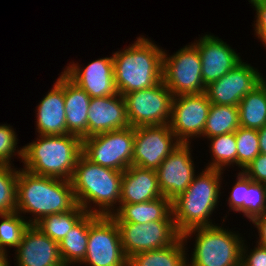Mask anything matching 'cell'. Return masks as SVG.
Returning <instances> with one entry per match:
<instances>
[{
  "instance_id": "obj_28",
  "label": "cell",
  "mask_w": 266,
  "mask_h": 266,
  "mask_svg": "<svg viewBox=\"0 0 266 266\" xmlns=\"http://www.w3.org/2000/svg\"><path fill=\"white\" fill-rule=\"evenodd\" d=\"M86 213L87 212L77 204L72 210L47 215L34 225L43 234L47 235L55 242L60 243L69 230H71Z\"/></svg>"
},
{
  "instance_id": "obj_1",
  "label": "cell",
  "mask_w": 266,
  "mask_h": 266,
  "mask_svg": "<svg viewBox=\"0 0 266 266\" xmlns=\"http://www.w3.org/2000/svg\"><path fill=\"white\" fill-rule=\"evenodd\" d=\"M76 205L71 181L39 176L19 168L16 212L30 225L47 215L72 210ZM28 214L31 216H25Z\"/></svg>"
},
{
  "instance_id": "obj_41",
  "label": "cell",
  "mask_w": 266,
  "mask_h": 266,
  "mask_svg": "<svg viewBox=\"0 0 266 266\" xmlns=\"http://www.w3.org/2000/svg\"><path fill=\"white\" fill-rule=\"evenodd\" d=\"M10 261L11 260L8 253L2 252L0 254V266H11Z\"/></svg>"
},
{
  "instance_id": "obj_2",
  "label": "cell",
  "mask_w": 266,
  "mask_h": 266,
  "mask_svg": "<svg viewBox=\"0 0 266 266\" xmlns=\"http://www.w3.org/2000/svg\"><path fill=\"white\" fill-rule=\"evenodd\" d=\"M163 52L160 45L141 35L134 43L112 52L115 86L125 94L153 87L162 81Z\"/></svg>"
},
{
  "instance_id": "obj_22",
  "label": "cell",
  "mask_w": 266,
  "mask_h": 266,
  "mask_svg": "<svg viewBox=\"0 0 266 266\" xmlns=\"http://www.w3.org/2000/svg\"><path fill=\"white\" fill-rule=\"evenodd\" d=\"M91 97L64 73V102L67 134L88 137V111Z\"/></svg>"
},
{
  "instance_id": "obj_16",
  "label": "cell",
  "mask_w": 266,
  "mask_h": 266,
  "mask_svg": "<svg viewBox=\"0 0 266 266\" xmlns=\"http://www.w3.org/2000/svg\"><path fill=\"white\" fill-rule=\"evenodd\" d=\"M199 50L201 57L202 80L206 86L215 82L230 70L236 67L242 60L240 53H237L227 42L207 32L201 35L198 40L192 42Z\"/></svg>"
},
{
  "instance_id": "obj_14",
  "label": "cell",
  "mask_w": 266,
  "mask_h": 266,
  "mask_svg": "<svg viewBox=\"0 0 266 266\" xmlns=\"http://www.w3.org/2000/svg\"><path fill=\"white\" fill-rule=\"evenodd\" d=\"M191 143H180L156 170L164 197L171 202L181 195L196 175Z\"/></svg>"
},
{
  "instance_id": "obj_8",
  "label": "cell",
  "mask_w": 266,
  "mask_h": 266,
  "mask_svg": "<svg viewBox=\"0 0 266 266\" xmlns=\"http://www.w3.org/2000/svg\"><path fill=\"white\" fill-rule=\"evenodd\" d=\"M134 127L96 134L82 139V154L91 162L117 171L132 165Z\"/></svg>"
},
{
  "instance_id": "obj_31",
  "label": "cell",
  "mask_w": 266,
  "mask_h": 266,
  "mask_svg": "<svg viewBox=\"0 0 266 266\" xmlns=\"http://www.w3.org/2000/svg\"><path fill=\"white\" fill-rule=\"evenodd\" d=\"M18 176L14 165L0 164V215L16 212Z\"/></svg>"
},
{
  "instance_id": "obj_35",
  "label": "cell",
  "mask_w": 266,
  "mask_h": 266,
  "mask_svg": "<svg viewBox=\"0 0 266 266\" xmlns=\"http://www.w3.org/2000/svg\"><path fill=\"white\" fill-rule=\"evenodd\" d=\"M236 176V181L234 185L231 188V192H229V196L227 195V206L228 209V215L229 211H233L234 213L243 214V201H244V195L245 190H248V186L253 182L252 179L248 178L242 171L239 170Z\"/></svg>"
},
{
  "instance_id": "obj_27",
  "label": "cell",
  "mask_w": 266,
  "mask_h": 266,
  "mask_svg": "<svg viewBox=\"0 0 266 266\" xmlns=\"http://www.w3.org/2000/svg\"><path fill=\"white\" fill-rule=\"evenodd\" d=\"M239 127L238 106L211 104L201 139L236 132Z\"/></svg>"
},
{
  "instance_id": "obj_37",
  "label": "cell",
  "mask_w": 266,
  "mask_h": 266,
  "mask_svg": "<svg viewBox=\"0 0 266 266\" xmlns=\"http://www.w3.org/2000/svg\"><path fill=\"white\" fill-rule=\"evenodd\" d=\"M241 266H266V247L255 242V246L250 249L247 241L242 245Z\"/></svg>"
},
{
  "instance_id": "obj_25",
  "label": "cell",
  "mask_w": 266,
  "mask_h": 266,
  "mask_svg": "<svg viewBox=\"0 0 266 266\" xmlns=\"http://www.w3.org/2000/svg\"><path fill=\"white\" fill-rule=\"evenodd\" d=\"M187 245L181 236L170 246L134 254L128 259V266H188Z\"/></svg>"
},
{
  "instance_id": "obj_32",
  "label": "cell",
  "mask_w": 266,
  "mask_h": 266,
  "mask_svg": "<svg viewBox=\"0 0 266 266\" xmlns=\"http://www.w3.org/2000/svg\"><path fill=\"white\" fill-rule=\"evenodd\" d=\"M237 144V167L245 169L259 154L258 130L239 127L235 132Z\"/></svg>"
},
{
  "instance_id": "obj_17",
  "label": "cell",
  "mask_w": 266,
  "mask_h": 266,
  "mask_svg": "<svg viewBox=\"0 0 266 266\" xmlns=\"http://www.w3.org/2000/svg\"><path fill=\"white\" fill-rule=\"evenodd\" d=\"M78 62H71L63 72L91 98L117 94L115 86L113 57H102L88 63L86 67Z\"/></svg>"
},
{
  "instance_id": "obj_40",
  "label": "cell",
  "mask_w": 266,
  "mask_h": 266,
  "mask_svg": "<svg viewBox=\"0 0 266 266\" xmlns=\"http://www.w3.org/2000/svg\"><path fill=\"white\" fill-rule=\"evenodd\" d=\"M260 153L266 155V125L258 130Z\"/></svg>"
},
{
  "instance_id": "obj_23",
  "label": "cell",
  "mask_w": 266,
  "mask_h": 266,
  "mask_svg": "<svg viewBox=\"0 0 266 266\" xmlns=\"http://www.w3.org/2000/svg\"><path fill=\"white\" fill-rule=\"evenodd\" d=\"M116 223L147 224L154 221H174L172 202L166 197L136 204H119L110 215Z\"/></svg>"
},
{
  "instance_id": "obj_6",
  "label": "cell",
  "mask_w": 266,
  "mask_h": 266,
  "mask_svg": "<svg viewBox=\"0 0 266 266\" xmlns=\"http://www.w3.org/2000/svg\"><path fill=\"white\" fill-rule=\"evenodd\" d=\"M242 236L223 224L188 230L182 234L185 243L194 240L188 266H241Z\"/></svg>"
},
{
  "instance_id": "obj_13",
  "label": "cell",
  "mask_w": 266,
  "mask_h": 266,
  "mask_svg": "<svg viewBox=\"0 0 266 266\" xmlns=\"http://www.w3.org/2000/svg\"><path fill=\"white\" fill-rule=\"evenodd\" d=\"M134 134L132 165L155 171L181 143L169 124L135 127Z\"/></svg>"
},
{
  "instance_id": "obj_12",
  "label": "cell",
  "mask_w": 266,
  "mask_h": 266,
  "mask_svg": "<svg viewBox=\"0 0 266 266\" xmlns=\"http://www.w3.org/2000/svg\"><path fill=\"white\" fill-rule=\"evenodd\" d=\"M211 104L205 92L174 96L169 126L180 142L202 137Z\"/></svg>"
},
{
  "instance_id": "obj_4",
  "label": "cell",
  "mask_w": 266,
  "mask_h": 266,
  "mask_svg": "<svg viewBox=\"0 0 266 266\" xmlns=\"http://www.w3.org/2000/svg\"><path fill=\"white\" fill-rule=\"evenodd\" d=\"M122 177V171L93 163L81 154L70 180L77 204L87 213L110 216L120 204Z\"/></svg>"
},
{
  "instance_id": "obj_7",
  "label": "cell",
  "mask_w": 266,
  "mask_h": 266,
  "mask_svg": "<svg viewBox=\"0 0 266 266\" xmlns=\"http://www.w3.org/2000/svg\"><path fill=\"white\" fill-rule=\"evenodd\" d=\"M201 68L199 50L192 42L172 55L163 52L162 80L173 96L205 92Z\"/></svg>"
},
{
  "instance_id": "obj_34",
  "label": "cell",
  "mask_w": 266,
  "mask_h": 266,
  "mask_svg": "<svg viewBox=\"0 0 266 266\" xmlns=\"http://www.w3.org/2000/svg\"><path fill=\"white\" fill-rule=\"evenodd\" d=\"M14 130L10 124H0V164L14 165L11 160L14 161L12 157L16 159V156L20 159L19 161L23 160V147L17 145L19 144L18 134Z\"/></svg>"
},
{
  "instance_id": "obj_3",
  "label": "cell",
  "mask_w": 266,
  "mask_h": 266,
  "mask_svg": "<svg viewBox=\"0 0 266 266\" xmlns=\"http://www.w3.org/2000/svg\"><path fill=\"white\" fill-rule=\"evenodd\" d=\"M223 173L225 171L204 167L188 188L172 201L173 219L181 235L191 229L218 224L211 216L220 205Z\"/></svg>"
},
{
  "instance_id": "obj_11",
  "label": "cell",
  "mask_w": 266,
  "mask_h": 266,
  "mask_svg": "<svg viewBox=\"0 0 266 266\" xmlns=\"http://www.w3.org/2000/svg\"><path fill=\"white\" fill-rule=\"evenodd\" d=\"M116 224L119 228L123 251L128 259L142 251L170 246L182 236L176 228L175 221Z\"/></svg>"
},
{
  "instance_id": "obj_42",
  "label": "cell",
  "mask_w": 266,
  "mask_h": 266,
  "mask_svg": "<svg viewBox=\"0 0 266 266\" xmlns=\"http://www.w3.org/2000/svg\"><path fill=\"white\" fill-rule=\"evenodd\" d=\"M266 76H264L262 73H259V84L261 85V87L264 89L265 93H266Z\"/></svg>"
},
{
  "instance_id": "obj_20",
  "label": "cell",
  "mask_w": 266,
  "mask_h": 266,
  "mask_svg": "<svg viewBox=\"0 0 266 266\" xmlns=\"http://www.w3.org/2000/svg\"><path fill=\"white\" fill-rule=\"evenodd\" d=\"M35 108V130L38 135L67 134L63 71Z\"/></svg>"
},
{
  "instance_id": "obj_9",
  "label": "cell",
  "mask_w": 266,
  "mask_h": 266,
  "mask_svg": "<svg viewBox=\"0 0 266 266\" xmlns=\"http://www.w3.org/2000/svg\"><path fill=\"white\" fill-rule=\"evenodd\" d=\"M173 98L163 80L153 87L125 94L130 126L135 128L169 124Z\"/></svg>"
},
{
  "instance_id": "obj_21",
  "label": "cell",
  "mask_w": 266,
  "mask_h": 266,
  "mask_svg": "<svg viewBox=\"0 0 266 266\" xmlns=\"http://www.w3.org/2000/svg\"><path fill=\"white\" fill-rule=\"evenodd\" d=\"M163 197L155 170L131 165L123 171L120 204H136Z\"/></svg>"
},
{
  "instance_id": "obj_39",
  "label": "cell",
  "mask_w": 266,
  "mask_h": 266,
  "mask_svg": "<svg viewBox=\"0 0 266 266\" xmlns=\"http://www.w3.org/2000/svg\"><path fill=\"white\" fill-rule=\"evenodd\" d=\"M251 223L254 228L258 230L257 233L259 237H257L258 240L256 243L266 247V213L263 216L254 219Z\"/></svg>"
},
{
  "instance_id": "obj_15",
  "label": "cell",
  "mask_w": 266,
  "mask_h": 266,
  "mask_svg": "<svg viewBox=\"0 0 266 266\" xmlns=\"http://www.w3.org/2000/svg\"><path fill=\"white\" fill-rule=\"evenodd\" d=\"M260 72L243 59L227 74L206 86L205 93L212 104L238 106L242 98L259 84Z\"/></svg>"
},
{
  "instance_id": "obj_38",
  "label": "cell",
  "mask_w": 266,
  "mask_h": 266,
  "mask_svg": "<svg viewBox=\"0 0 266 266\" xmlns=\"http://www.w3.org/2000/svg\"><path fill=\"white\" fill-rule=\"evenodd\" d=\"M242 172L254 182L266 186V155L260 153Z\"/></svg>"
},
{
  "instance_id": "obj_5",
  "label": "cell",
  "mask_w": 266,
  "mask_h": 266,
  "mask_svg": "<svg viewBox=\"0 0 266 266\" xmlns=\"http://www.w3.org/2000/svg\"><path fill=\"white\" fill-rule=\"evenodd\" d=\"M37 135L23 147V169L39 176L70 181L82 154V139L73 134Z\"/></svg>"
},
{
  "instance_id": "obj_19",
  "label": "cell",
  "mask_w": 266,
  "mask_h": 266,
  "mask_svg": "<svg viewBox=\"0 0 266 266\" xmlns=\"http://www.w3.org/2000/svg\"><path fill=\"white\" fill-rule=\"evenodd\" d=\"M130 127L124 96L117 93L90 99L88 137Z\"/></svg>"
},
{
  "instance_id": "obj_10",
  "label": "cell",
  "mask_w": 266,
  "mask_h": 266,
  "mask_svg": "<svg viewBox=\"0 0 266 266\" xmlns=\"http://www.w3.org/2000/svg\"><path fill=\"white\" fill-rule=\"evenodd\" d=\"M83 266H128L119 228L111 216L99 215L89 225L88 245Z\"/></svg>"
},
{
  "instance_id": "obj_30",
  "label": "cell",
  "mask_w": 266,
  "mask_h": 266,
  "mask_svg": "<svg viewBox=\"0 0 266 266\" xmlns=\"http://www.w3.org/2000/svg\"><path fill=\"white\" fill-rule=\"evenodd\" d=\"M0 250L10 253L21 243L25 230L30 226L28 221L18 212L0 215Z\"/></svg>"
},
{
  "instance_id": "obj_18",
  "label": "cell",
  "mask_w": 266,
  "mask_h": 266,
  "mask_svg": "<svg viewBox=\"0 0 266 266\" xmlns=\"http://www.w3.org/2000/svg\"><path fill=\"white\" fill-rule=\"evenodd\" d=\"M13 251L15 266H65L59 243L43 234L35 225L25 230L21 243Z\"/></svg>"
},
{
  "instance_id": "obj_36",
  "label": "cell",
  "mask_w": 266,
  "mask_h": 266,
  "mask_svg": "<svg viewBox=\"0 0 266 266\" xmlns=\"http://www.w3.org/2000/svg\"><path fill=\"white\" fill-rule=\"evenodd\" d=\"M249 4L254 8L255 20L254 22V36L262 42L263 47L266 49V0H248Z\"/></svg>"
},
{
  "instance_id": "obj_26",
  "label": "cell",
  "mask_w": 266,
  "mask_h": 266,
  "mask_svg": "<svg viewBox=\"0 0 266 266\" xmlns=\"http://www.w3.org/2000/svg\"><path fill=\"white\" fill-rule=\"evenodd\" d=\"M240 127L259 130L266 125V93L258 84L238 105Z\"/></svg>"
},
{
  "instance_id": "obj_24",
  "label": "cell",
  "mask_w": 266,
  "mask_h": 266,
  "mask_svg": "<svg viewBox=\"0 0 266 266\" xmlns=\"http://www.w3.org/2000/svg\"><path fill=\"white\" fill-rule=\"evenodd\" d=\"M98 216L97 214L86 213L59 243L61 259L65 266H79L85 258L89 225Z\"/></svg>"
},
{
  "instance_id": "obj_29",
  "label": "cell",
  "mask_w": 266,
  "mask_h": 266,
  "mask_svg": "<svg viewBox=\"0 0 266 266\" xmlns=\"http://www.w3.org/2000/svg\"><path fill=\"white\" fill-rule=\"evenodd\" d=\"M210 150V161L205 165V168L219 169L225 171L234 166H237V144L235 132L226 133L211 138H207ZM228 168V169H226Z\"/></svg>"
},
{
  "instance_id": "obj_33",
  "label": "cell",
  "mask_w": 266,
  "mask_h": 266,
  "mask_svg": "<svg viewBox=\"0 0 266 266\" xmlns=\"http://www.w3.org/2000/svg\"><path fill=\"white\" fill-rule=\"evenodd\" d=\"M266 213V186L252 182L245 190L243 201V216L251 223L254 219Z\"/></svg>"
}]
</instances>
